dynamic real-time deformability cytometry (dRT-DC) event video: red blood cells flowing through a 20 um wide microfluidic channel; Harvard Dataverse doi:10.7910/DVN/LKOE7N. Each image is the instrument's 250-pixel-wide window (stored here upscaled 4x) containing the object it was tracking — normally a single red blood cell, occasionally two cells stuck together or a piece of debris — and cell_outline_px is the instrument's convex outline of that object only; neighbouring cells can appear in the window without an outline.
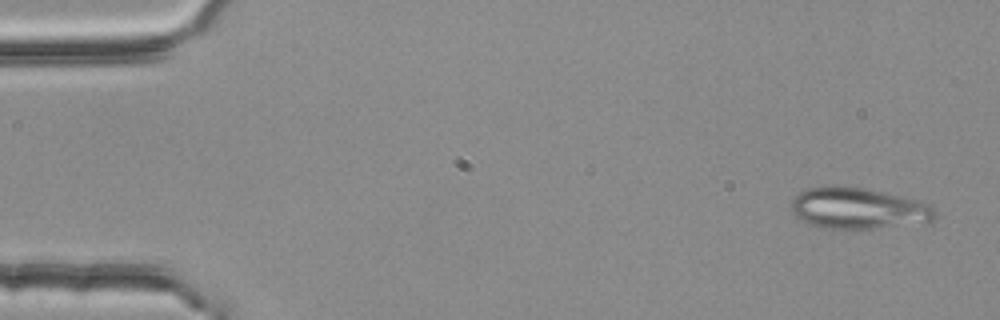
{"species": "common noctule bat (a hibernating species)", "species_latin": "Nyctalus noctula", "temperature_condition": "room temperature", "stored_images_in_passage": 6, "camera_frame_rate_fps": 3000, "um_per_image_px": 0.085, "animal": {"sex": "female", "body_mass_g": 25.1}, "frame": {"image": 1, "passage_image": 1, "time_ms": 0.0, "image_size_px": [1000, 320], "cell_outline_px": [[936, 220], [872, 228], [820, 228], [808, 224], [796, 216], [792, 212], [792, 200], [800, 192], [808, 188], [832, 184], [860, 188], [920, 200], [932, 204], [936, 208]], "centroid_in_image_um": [72.94, 17.69], "position_along_channel_um": 12.1, "area_um2": 34.33}}